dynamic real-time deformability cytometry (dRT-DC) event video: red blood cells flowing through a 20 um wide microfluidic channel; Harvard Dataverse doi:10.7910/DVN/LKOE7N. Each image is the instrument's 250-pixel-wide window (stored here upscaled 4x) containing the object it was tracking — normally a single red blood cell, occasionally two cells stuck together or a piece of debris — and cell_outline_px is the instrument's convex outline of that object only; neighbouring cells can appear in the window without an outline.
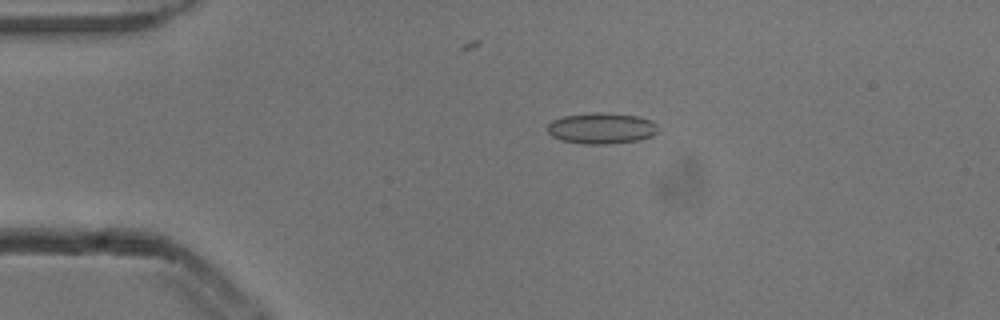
{"species": "common noctule bat (a hibernating species)", "species_latin": "Nyctalus noctula", "temperature_condition": "cold", "stored_images_in_passage": 6, "camera_frame_rate_fps": 3000, "um_per_image_px": 0.085, "animal": {"sex": "male", "body_mass_g": 13.3}, "frame": {"image": 1, "passage_image": 6, "time_ms": 1.667, "image_size_px": [1000, 320], "cell_outline_px": [[656, 132], [652, 136], [636, 140], [604, 144], [584, 144], [560, 140], [552, 136], [548, 132], [548, 124], [552, 120], [564, 116], [596, 112], [608, 112], [640, 116], [652, 120], [656, 124]], "centroid_in_image_um": [51.12, 10.89], "position_along_channel_um": 33.9, "area_um2": 20.0}}